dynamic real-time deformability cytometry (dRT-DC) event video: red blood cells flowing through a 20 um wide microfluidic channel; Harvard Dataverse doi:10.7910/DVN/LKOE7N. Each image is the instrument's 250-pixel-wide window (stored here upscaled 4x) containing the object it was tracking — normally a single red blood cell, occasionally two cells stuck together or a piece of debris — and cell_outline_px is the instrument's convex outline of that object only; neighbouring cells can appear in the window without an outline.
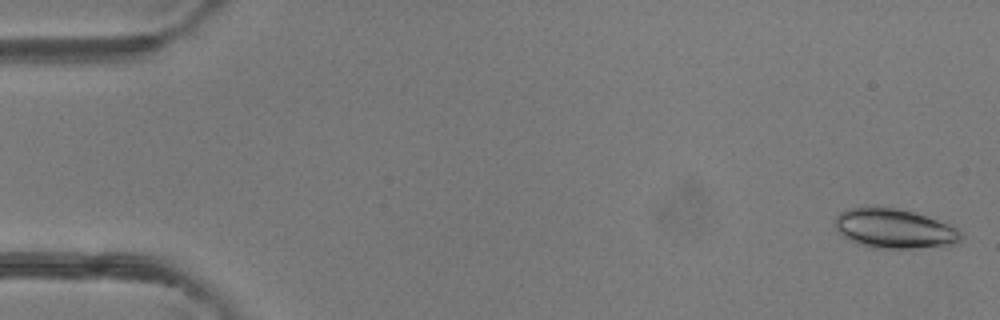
{"species": "common noctule bat (a hibernating species)", "species_latin": "Nyctalus noctula", "temperature_condition": "room temperature", "stored_images_in_passage": 4, "camera_frame_rate_fps": 3000, "um_per_image_px": 0.085, "animal": {"sex": "female"}, "frame": {"image": 1, "passage_image": 1, "time_ms": 0.0, "image_size_px": [1000, 320], "cell_outline_px": [[960, 240], [956, 244], [912, 248], [868, 248], [856, 244], [848, 240], [836, 228], [836, 216], [840, 212], [852, 208], [896, 208], [912, 212], [948, 224], [956, 228], [960, 232]], "centroid_in_image_um": [75.98, 19.46], "position_along_channel_um": 9.0, "area_um2": 28.44}}